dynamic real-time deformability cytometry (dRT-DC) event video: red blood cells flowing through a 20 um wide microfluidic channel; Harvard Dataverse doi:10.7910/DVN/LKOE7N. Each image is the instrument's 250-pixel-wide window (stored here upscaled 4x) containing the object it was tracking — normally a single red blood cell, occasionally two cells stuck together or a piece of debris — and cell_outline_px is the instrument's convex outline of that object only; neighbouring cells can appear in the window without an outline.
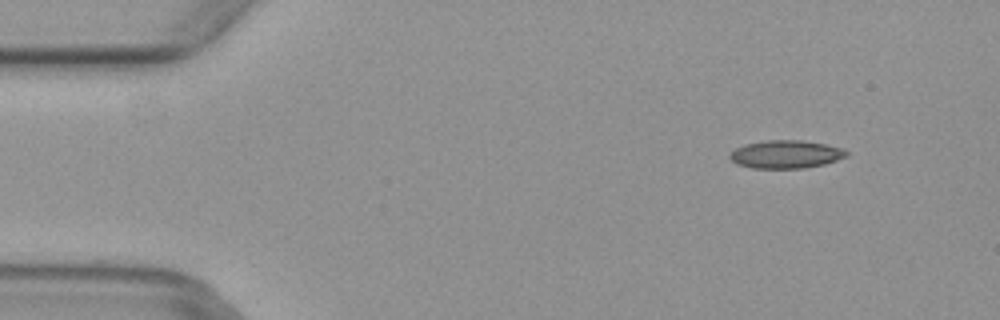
{"species": "common noctule bat (a hibernating species)", "species_latin": "Nyctalus noctula", "temperature_condition": "warm", "stored_images_in_passage": 6, "camera_frame_rate_fps": 3000, "um_per_image_px": 0.085, "animal": {"sex": "female", "body_mass_g": 29.2, "forearm_length_mm": 56.3}, "frame": {"image": 1, "passage_image": 2, "time_ms": 0.333, "image_size_px": [1000, 320], "cell_outline_px": [[848, 156], [824, 164], [804, 168], [752, 168], [736, 164], [728, 156], [736, 148], [744, 144], [768, 140], [800, 140], [824, 144], [844, 148], [848, 152]], "centroid_in_image_um": [66.8, 13.11], "position_along_channel_um": 18.2, "area_um2": 19.02}}